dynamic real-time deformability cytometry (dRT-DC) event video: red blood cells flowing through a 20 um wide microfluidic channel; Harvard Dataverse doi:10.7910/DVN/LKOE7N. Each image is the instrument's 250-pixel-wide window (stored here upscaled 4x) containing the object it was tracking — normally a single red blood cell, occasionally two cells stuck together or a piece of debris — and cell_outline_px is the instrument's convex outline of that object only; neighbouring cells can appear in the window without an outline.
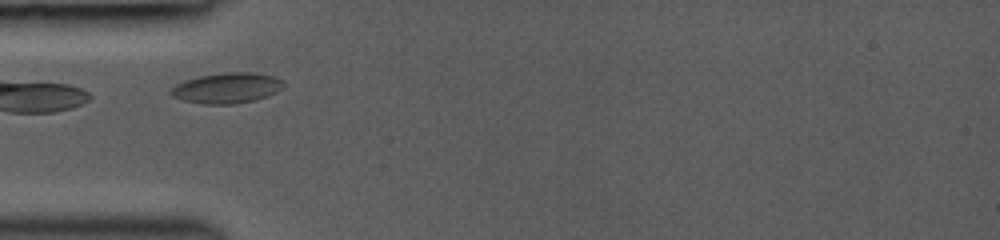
{"species": "common noctule bat (a hibernating species)", "species_latin": "Nyctalus noctula", "temperature_condition": "room temperature", "stored_images_in_passage": 23, "camera_frame_rate_fps": 3000, "um_per_image_px": 0.085, "animal": {"sex": "female", "body_mass_g": 19.0, "forearm_length_mm": 53.3}, "frame": {"image": 1, "passage_image": 1, "time_ms": 0.0, "image_size_px": [1000, 240], "cell_outline_px": [[284, 84], [276, 92], [268, 96], [256, 100], [232, 104], [200, 104], [184, 100], [172, 96], [168, 92], [176, 84], [200, 76], [228, 72], [252, 72], [272, 76], [284, 80]], "centroid_in_image_um": [19.3, 7.49], "position_along_channel_um": 65.7, "area_um2": 19.88}}
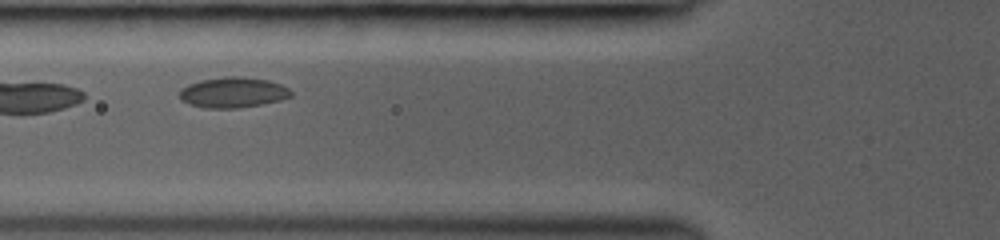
{"frame": {"image": 2, "passage_image": 4, "time_ms": 1.0, "image_size_px": [1000, 240], "cell_outline_px": [[292, 96], [280, 100], [240, 108], [204, 108], [188, 104], [180, 100], [180, 88], [188, 84], [200, 80], [224, 76], [240, 76], [268, 80], [280, 84], [288, 88], [292, 92]], "centroid_in_image_um": [19.77, 7.85], "position_along_channel_um": 106.0, "area_um2": 19.94}}
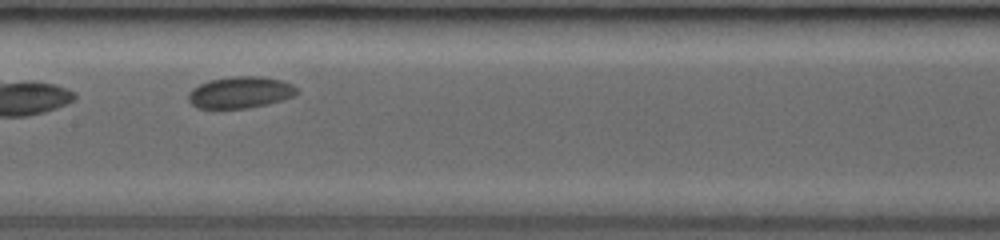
{"frame": {"image": 3, "passage_image": 10, "time_ms": 3.0, "image_size_px": [1000, 240], "cell_outline_px": [[300, 92], [296, 96], [284, 100], [268, 104], [248, 108], [196, 108], [188, 100], [188, 92], [192, 88], [208, 80], [236, 76], [264, 76], [280, 80], [292, 84]], "centroid_in_image_um": [20.45, 7.85], "position_along_channel_um": 186.9, "area_um2": 20.23}}